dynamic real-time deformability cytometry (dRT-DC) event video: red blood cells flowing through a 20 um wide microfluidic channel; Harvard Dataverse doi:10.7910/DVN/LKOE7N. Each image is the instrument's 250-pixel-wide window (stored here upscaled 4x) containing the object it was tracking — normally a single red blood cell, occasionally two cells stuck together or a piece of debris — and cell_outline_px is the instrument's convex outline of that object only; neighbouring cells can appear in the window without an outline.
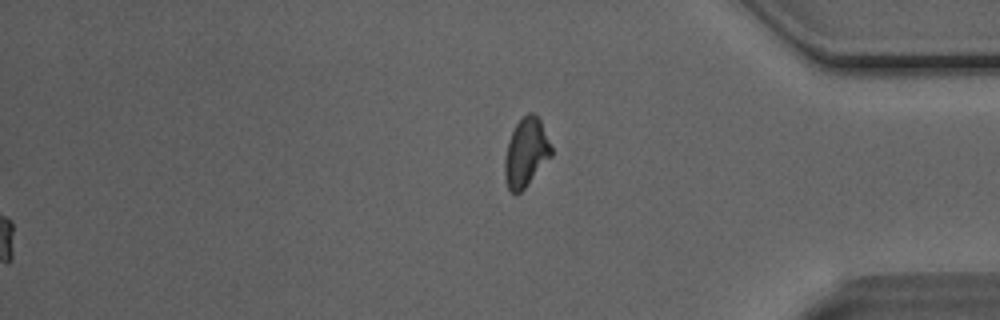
{"species": "Egyptian fruit bat (a non-hibernating species)", "species_latin": "Rousettus aegyptiacus", "temperature_condition": "room temperature", "stored_images_in_passage": 31, "segment_of_instrument_passage": [2, 2], "camera_frame_rate_fps": 3000, "um_per_image_px": 0.085, "animal": {"sex": "male"}, "frame": {"image": 1, "passage_image": 31, "time_ms": 10.0, "image_size_px": [1000, 320], "cell_outline_px": [[552, 156], [524, 188], [520, 192], [512, 192], [508, 188], [504, 176], [504, 160], [508, 140], [516, 124], [528, 112], [532, 112], [540, 120], [552, 148]], "centroid_in_image_um": [44.7, 12.96], "position_along_channel_um": 390.5, "area_um2": 18.38}}